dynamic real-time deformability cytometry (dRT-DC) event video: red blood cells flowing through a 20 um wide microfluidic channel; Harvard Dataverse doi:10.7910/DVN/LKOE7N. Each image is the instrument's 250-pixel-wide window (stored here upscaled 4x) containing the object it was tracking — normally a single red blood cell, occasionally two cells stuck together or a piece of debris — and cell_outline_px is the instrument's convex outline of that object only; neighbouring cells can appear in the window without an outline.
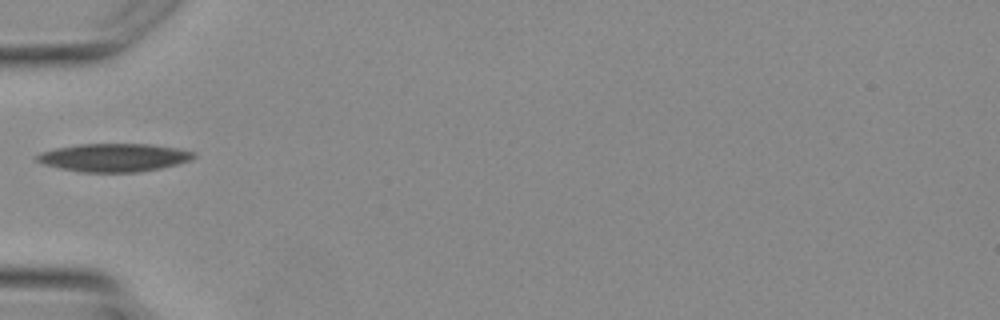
{"species": "Egyptian fruit bat (a non-hibernating species)", "species_latin": "Rousettus aegyptiacus", "temperature_condition": "warm", "stored_images_in_passage": 1, "camera_frame_rate_fps": 3000, "um_per_image_px": 0.085, "animal": {"sex": "female"}, "frame": {"image": 1, "passage_image": 1, "time_ms": 0.0, "image_size_px": [1000, 320], "cell_outline_px": [[196, 156], [192, 160], [160, 168], [136, 172], [84, 172], [60, 168], [44, 164], [36, 160], [36, 156], [40, 152], [56, 148], [80, 144], [148, 144], [176, 148], [196, 152]], "centroid_in_image_um": [9.7, 13.39], "position_along_channel_um": 75.3, "area_um2": 25.55}}